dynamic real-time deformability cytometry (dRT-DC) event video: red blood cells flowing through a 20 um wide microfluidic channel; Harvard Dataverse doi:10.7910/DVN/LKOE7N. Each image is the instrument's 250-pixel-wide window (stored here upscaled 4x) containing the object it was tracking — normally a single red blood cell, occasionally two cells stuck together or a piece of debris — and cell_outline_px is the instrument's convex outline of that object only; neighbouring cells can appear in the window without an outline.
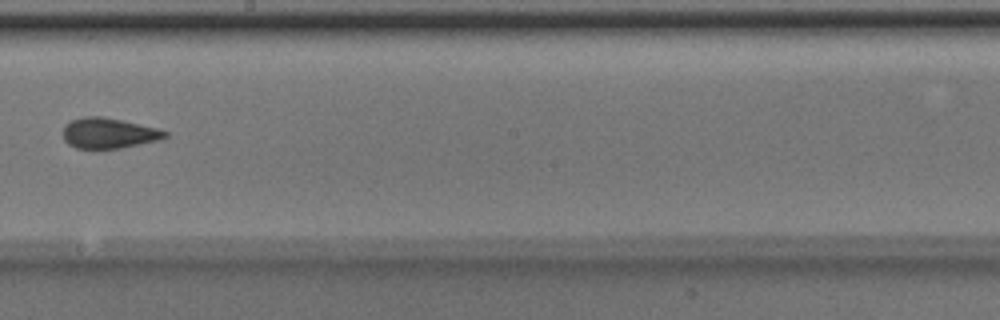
{"species": "Egyptian fruit bat (a non-hibernating species)", "species_latin": "Rousettus aegyptiacus", "temperature_condition": "room temperature", "stored_images_in_passage": 8, "camera_frame_rate_fps": 3000, "um_per_image_px": 0.085, "animal": {"sex": "male"}, "frame": {"image": 1, "passage_image": 7, "time_ms": 2.0, "image_size_px": [1000, 320], "cell_outline_px": [[168, 136], [160, 140], [120, 148], [76, 148], [68, 144], [64, 140], [64, 124], [72, 120], [84, 116], [100, 116], [120, 120], [156, 128], [168, 132]], "centroid_in_image_um": [9.23, 11.32], "position_along_channel_um": 239.0, "area_um2": 17.92}}
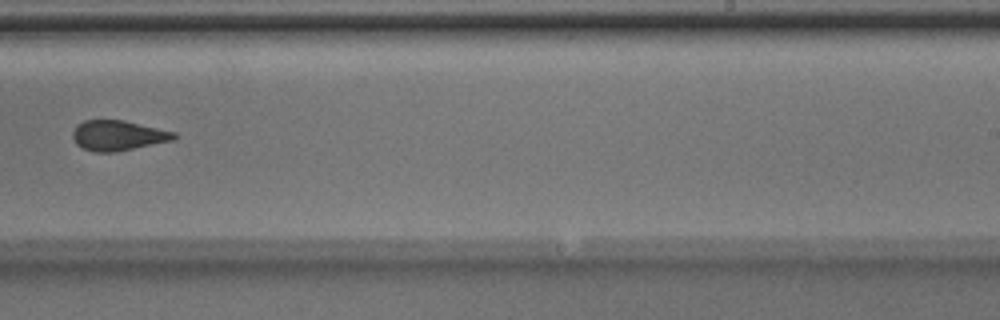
{"frame": {"image": 2, "passage_image": 8, "time_ms": 2.333, "image_size_px": [1000, 320], "cell_outline_px": [[176, 140], [116, 152], [96, 152], [84, 148], [76, 144], [72, 140], [72, 132], [76, 124], [84, 120], [124, 120], [176, 132]], "centroid_in_image_um": [10.03, 11.51], "position_along_channel_um": 279.0, "area_um2": 18.03}}